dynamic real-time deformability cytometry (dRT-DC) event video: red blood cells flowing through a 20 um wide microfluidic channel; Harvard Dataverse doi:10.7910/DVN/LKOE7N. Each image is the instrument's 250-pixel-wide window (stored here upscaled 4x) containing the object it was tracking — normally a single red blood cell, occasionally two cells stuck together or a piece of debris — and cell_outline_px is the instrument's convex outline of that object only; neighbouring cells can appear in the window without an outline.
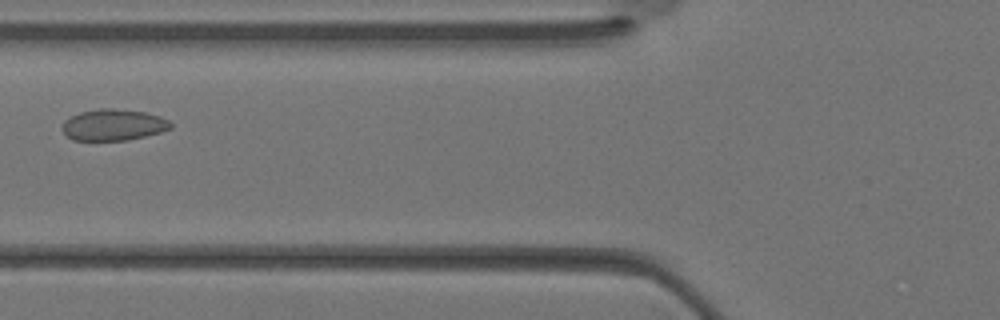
{"species": "Egyptian fruit bat (a non-hibernating species)", "species_latin": "Rousettus aegyptiacus", "temperature_condition": "warm", "stored_images_in_passage": 20, "camera_frame_rate_fps": 3000, "um_per_image_px": 0.085, "animal": {"sex": "female"}, "frame": {"image": 1, "passage_image": 3, "time_ms": 0.667, "image_size_px": [1000, 320], "cell_outline_px": [[172, 128], [160, 132], [128, 140], [72, 140], [64, 132], [64, 120], [80, 112], [100, 108], [116, 108], [144, 112], [160, 116], [168, 120], [172, 124]], "centroid_in_image_um": [9.66, 10.6], "position_along_channel_um": 116.1, "area_um2": 19.65}}
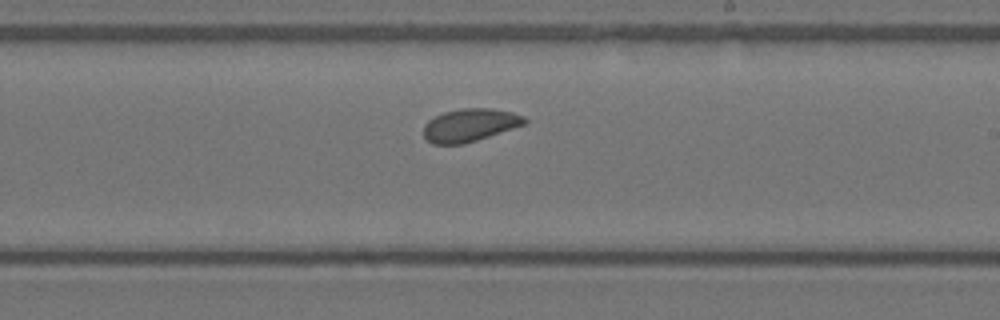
{"frame": {"image": 2, "passage_image": 10, "time_ms": 3.0, "image_size_px": [1000, 320], "cell_outline_px": [[528, 120], [524, 124], [464, 144], [432, 144], [424, 136], [424, 124], [432, 116], [444, 112], [464, 108], [488, 108], [512, 112], [524, 116]], "centroid_in_image_um": [39.9, 10.63], "position_along_channel_um": 249.1, "area_um2": 19.19}}
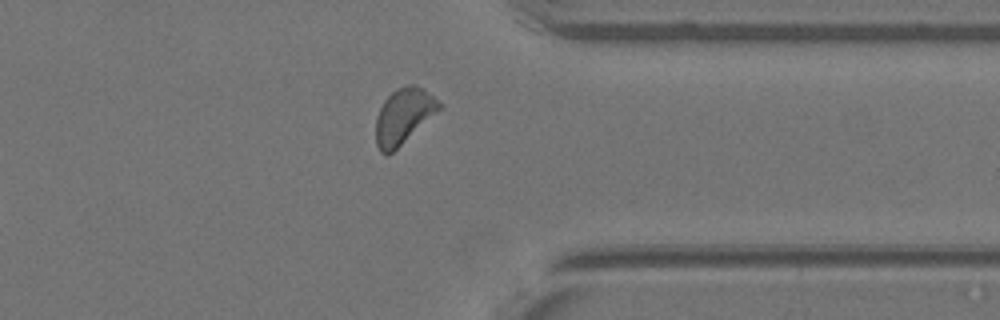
{"frame": {"image": 3, "passage_image": 17, "time_ms": 5.333, "image_size_px": [1000, 320], "cell_outline_px": [[444, 108], [388, 156], [380, 152], [376, 144], [376, 116], [384, 100], [396, 88], [404, 84], [416, 84], [424, 88], [444, 104]], "centroid_in_image_um": [34.35, 9.85], "position_along_channel_um": 377.0, "area_um2": 21.1}}